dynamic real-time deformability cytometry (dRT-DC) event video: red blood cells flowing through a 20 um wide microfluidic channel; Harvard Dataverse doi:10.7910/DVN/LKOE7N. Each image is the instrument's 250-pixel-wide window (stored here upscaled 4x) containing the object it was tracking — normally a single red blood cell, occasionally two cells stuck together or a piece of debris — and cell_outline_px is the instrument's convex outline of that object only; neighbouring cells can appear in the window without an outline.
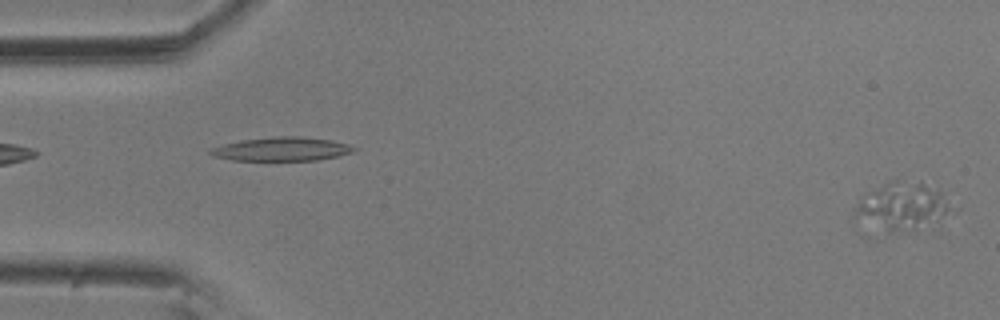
{"species": "common noctule bat (a hibernating species)", "species_latin": "Nyctalus noctula", "temperature_condition": "room temperature", "stored_images_in_passage": 2, "camera_frame_rate_fps": 3000, "um_per_image_px": 0.085, "animal": {"sex": "male", "body_mass_g": 20.5, "forearm_length_mm": 52.5}, "frame": {"image": 1, "passage_image": 2, "time_ms": 0.333, "image_size_px": [1000, 320], "cell_outline_px": [[944, 212], [916, 228], [888, 232], [852, 220], [852, 208], [860, 196], [864, 192], [888, 180], [920, 180], [940, 192], [944, 204]], "centroid_in_image_um": [76.35, 17.47], "position_along_channel_um": 8.6, "area_um2": 26.07}}